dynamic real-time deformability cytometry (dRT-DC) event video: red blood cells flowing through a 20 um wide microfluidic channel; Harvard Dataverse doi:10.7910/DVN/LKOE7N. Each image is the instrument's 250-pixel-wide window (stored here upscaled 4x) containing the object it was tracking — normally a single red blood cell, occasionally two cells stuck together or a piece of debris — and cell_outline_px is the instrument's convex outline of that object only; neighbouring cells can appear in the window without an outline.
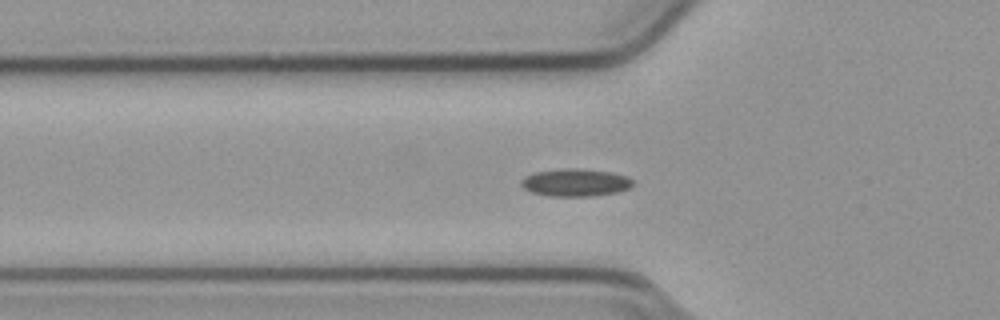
{"species": "common noctule bat (a hibernating species)", "species_latin": "Nyctalus noctula", "temperature_condition": "cold", "stored_images_in_passage": 56, "camera_frame_rate_fps": 3000, "um_per_image_px": 0.085, "animal": {"sex": "male", "body_mass_g": 23.1, "forearm_length_mm": 52.7}, "frame": {"image": 1, "passage_image": 19, "time_ms": 6.0, "image_size_px": [1000, 320], "cell_outline_px": [[632, 184], [628, 188], [616, 192], [592, 196], [552, 196], [532, 192], [524, 188], [520, 184], [520, 180], [524, 176], [536, 172], [568, 168], [576, 168], [612, 172], [624, 176], [632, 180]], "centroid_in_image_um": [48.87, 15.51], "position_along_channel_um": 76.9, "area_um2": 17.69}}
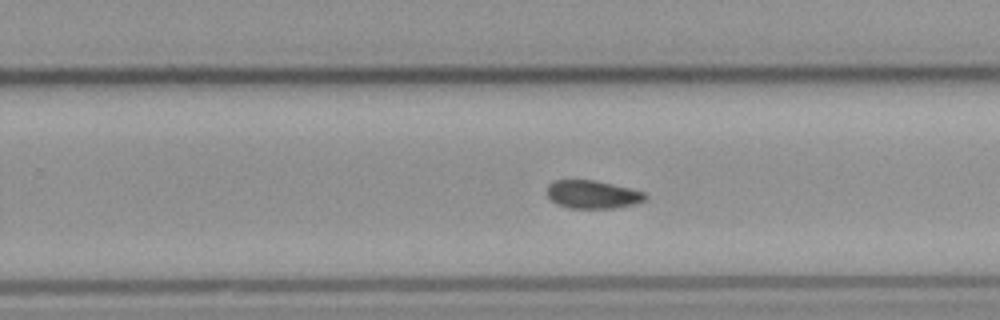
{"frame": {"image": 2, "passage_image": 35, "time_ms": 11.333, "image_size_px": [1000, 320], "cell_outline_px": [[648, 196], [644, 200], [636, 204], [612, 208], [568, 208], [556, 204], [544, 192], [548, 184], [552, 180], [592, 180], [612, 184], [644, 192]], "centroid_in_image_um": [50.31, 16.53], "position_along_channel_um": 279.5, "area_um2": 16.18}}
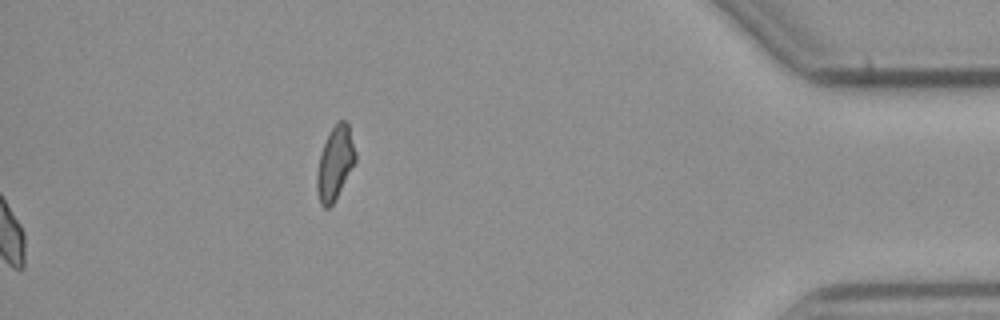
{"frame": {"image": 3, "passage_image": 56, "time_ms": 18.333, "image_size_px": [1000, 320], "cell_outline_px": [[356, 160], [332, 204], [328, 208], [324, 208], [320, 204], [316, 188], [316, 176], [320, 156], [324, 144], [336, 120], [344, 120], [348, 124], [356, 152]], "centroid_in_image_um": [28.47, 13.85], "position_along_channel_um": 406.7, "area_um2": 16.13}, "authors_computed_cell_mechanics": {"area_um2": 16.1551, "velocity_mm_per_s": 3.7837, "shape_relaxation_time_tau1_ms": 6.2325, "shape_relaxation_time_tau2_ms": 5.8717, "deformation_change_tau1": 0.1027, "deformation_change_tau2": 0.0993}}